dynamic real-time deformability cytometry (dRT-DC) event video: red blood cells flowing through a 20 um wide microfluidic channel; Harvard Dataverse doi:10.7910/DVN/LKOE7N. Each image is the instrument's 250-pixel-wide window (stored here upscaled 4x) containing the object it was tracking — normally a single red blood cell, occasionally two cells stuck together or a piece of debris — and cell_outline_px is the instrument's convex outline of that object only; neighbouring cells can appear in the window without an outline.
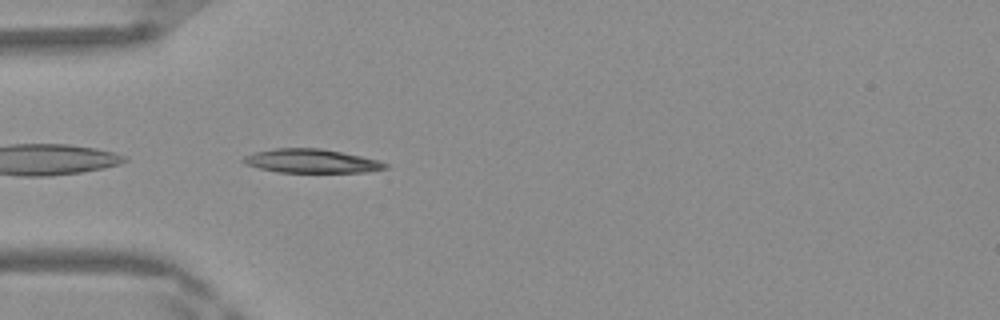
{"species": "Egyptian fruit bat (a non-hibernating species)", "species_latin": "Rousettus aegyptiacus", "temperature_condition": "warm", "stored_images_in_passage": 30, "camera_frame_rate_fps": 3000, "um_per_image_px": 0.085, "frame": {"image": 1, "passage_image": 1, "time_ms": 0.0, "image_size_px": [1000, 320], "cell_outline_px": [[388, 168], [364, 172], [276, 172], [260, 168], [248, 164], [240, 160], [244, 156], [256, 152], [276, 148], [320, 148], [380, 160], [388, 164]], "centroid_in_image_um": [26.49, 13.69], "position_along_channel_um": 58.5, "area_um2": 19.48}}
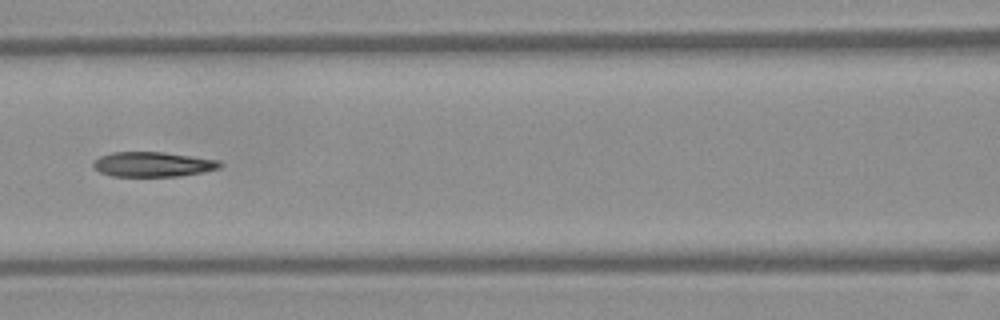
{"frame": {"image": 2, "passage_image": 8, "time_ms": 2.333, "image_size_px": [1000, 320], "cell_outline_px": [[224, 164], [220, 168], [204, 172], [180, 176], [112, 176], [100, 172], [92, 164], [92, 160], [100, 156], [112, 152], [164, 152], [220, 160]], "centroid_in_image_um": [13.02, 13.96], "position_along_channel_um": 153.6, "area_um2": 18.5}}
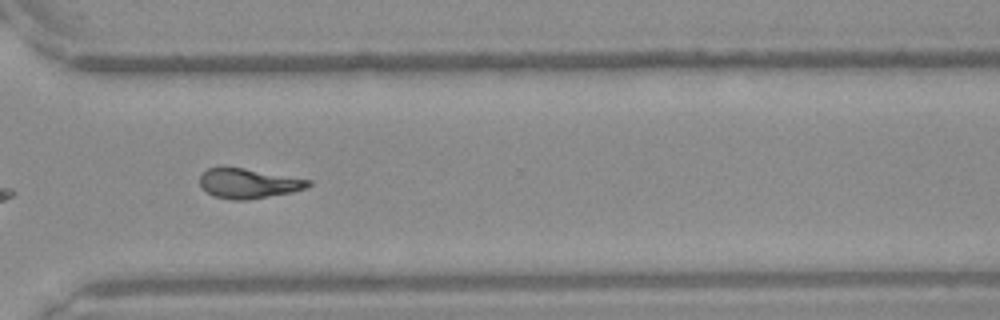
{"frame": {"image": 3, "passage_image": 22, "time_ms": 7.0, "image_size_px": [1000, 320], "cell_outline_px": [[312, 184], [308, 188], [292, 192], [248, 200], [232, 200], [212, 196], [200, 184], [200, 176], [208, 168], [220, 164], [224, 164], [312, 180]], "centroid_in_image_um": [21.11, 15.55], "position_along_channel_um": 349.5, "area_um2": 19.42}, "authors_computed_cell_mechanics": {"area_um2": 19.074, "velocity_mm_per_s": 4.2122, "shape_relaxation_time_tau1_ms": null, "shape_relaxation_time_tau2_ms": 9.2031, "deformation_change_tau1": null, "deformation_change_tau2": 0.2066}}